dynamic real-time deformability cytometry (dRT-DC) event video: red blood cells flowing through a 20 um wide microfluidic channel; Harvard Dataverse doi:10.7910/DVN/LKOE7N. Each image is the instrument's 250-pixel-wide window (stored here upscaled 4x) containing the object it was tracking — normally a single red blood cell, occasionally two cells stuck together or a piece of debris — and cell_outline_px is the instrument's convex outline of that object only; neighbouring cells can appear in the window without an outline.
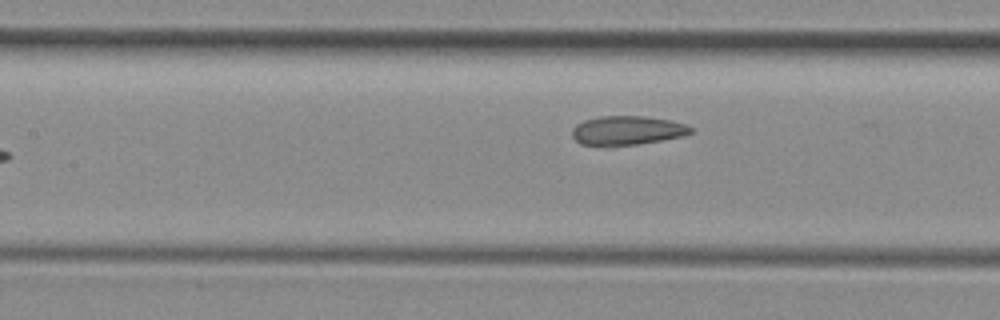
{"species": "common noctule bat (a hibernating species)", "species_latin": "Nyctalus noctula", "temperature_condition": "room temperature", "stored_images_in_passage": 7, "camera_frame_rate_fps": 3000, "um_per_image_px": 0.085, "animal": {"sex": "female", "body_mass_g": 29.2, "forearm_length_mm": 56.3}, "frame": {"image": 1, "passage_image": 7, "time_ms": 2.0, "image_size_px": [1000, 320], "cell_outline_px": [[696, 128], [692, 132], [684, 136], [640, 144], [604, 148], [580, 144], [572, 136], [572, 128], [576, 124], [584, 120], [600, 116], [644, 116], [668, 120], [684, 124]], "centroid_in_image_um": [53.27, 11.12], "position_along_channel_um": 154.1, "area_um2": 20.69}}